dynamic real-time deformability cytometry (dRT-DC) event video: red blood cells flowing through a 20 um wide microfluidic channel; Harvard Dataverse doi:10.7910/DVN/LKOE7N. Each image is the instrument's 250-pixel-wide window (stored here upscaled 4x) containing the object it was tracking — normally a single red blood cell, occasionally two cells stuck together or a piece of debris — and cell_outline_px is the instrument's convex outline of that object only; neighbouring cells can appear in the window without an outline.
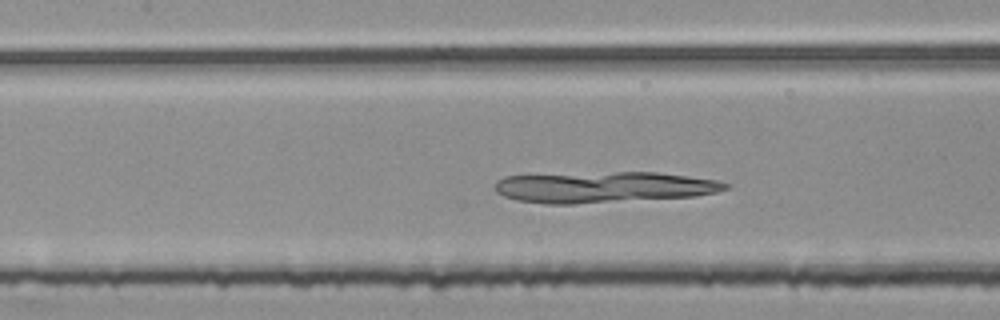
{"species": "common noctule bat (a hibernating species)", "species_latin": "Nyctalus noctula", "temperature_condition": "room temperature", "stored_images_in_passage": 38, "camera_frame_rate_fps": 3000, "um_per_image_px": 0.085, "animal": {"sex": "female", "body_mass_g": 25.1}, "frame": {"image": 1, "passage_image": 18, "time_ms": 5.667, "image_size_px": [1000, 320], "cell_outline_px": [[728, 188], [716, 192], [696, 196], [576, 204], [544, 204], [516, 200], [504, 196], [496, 192], [496, 180], [504, 176], [616, 172], [656, 172], [716, 180], [728, 184]], "centroid_in_image_um": [51.29, 15.92], "position_along_channel_um": 156.1, "area_um2": 41.44}}
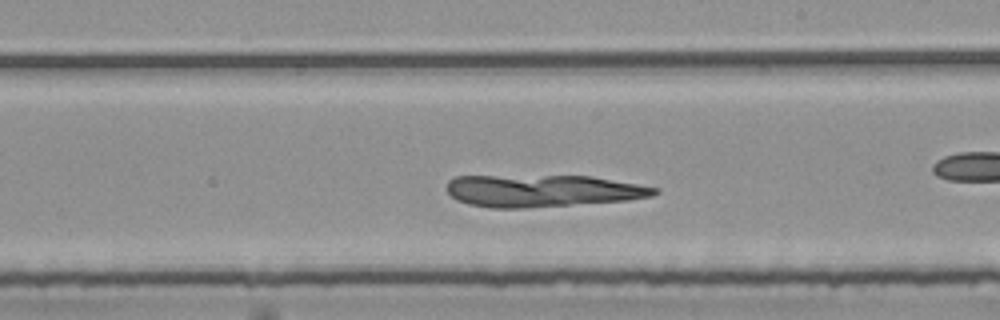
{"frame": {"image": 2, "passage_image": 25, "time_ms": 8.0, "image_size_px": [1000, 320], "cell_outline_px": [[660, 192], [652, 196], [628, 200], [524, 208], [488, 208], [468, 204], [456, 200], [444, 188], [448, 180], [456, 176], [592, 176], [660, 188]], "centroid_in_image_um": [46.09, 16.22], "position_along_channel_um": 242.9, "area_um2": 39.07}}
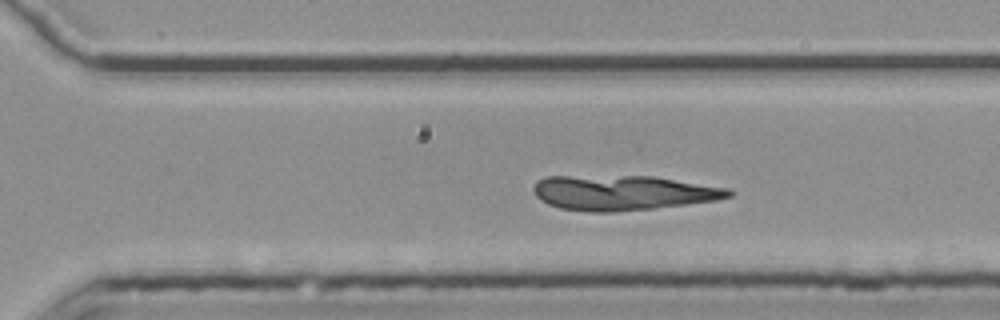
{"frame": {"image": 3, "passage_image": 31, "time_ms": 10.0, "image_size_px": [1000, 320], "cell_outline_px": [[732, 196], [716, 200], [656, 208], [616, 212], [588, 212], [560, 208], [548, 204], [540, 200], [536, 196], [532, 188], [536, 180], [544, 176], [652, 176], [728, 188], [732, 192]], "centroid_in_image_um": [52.89, 16.38], "position_along_channel_um": 317.7, "area_um2": 39.82}}